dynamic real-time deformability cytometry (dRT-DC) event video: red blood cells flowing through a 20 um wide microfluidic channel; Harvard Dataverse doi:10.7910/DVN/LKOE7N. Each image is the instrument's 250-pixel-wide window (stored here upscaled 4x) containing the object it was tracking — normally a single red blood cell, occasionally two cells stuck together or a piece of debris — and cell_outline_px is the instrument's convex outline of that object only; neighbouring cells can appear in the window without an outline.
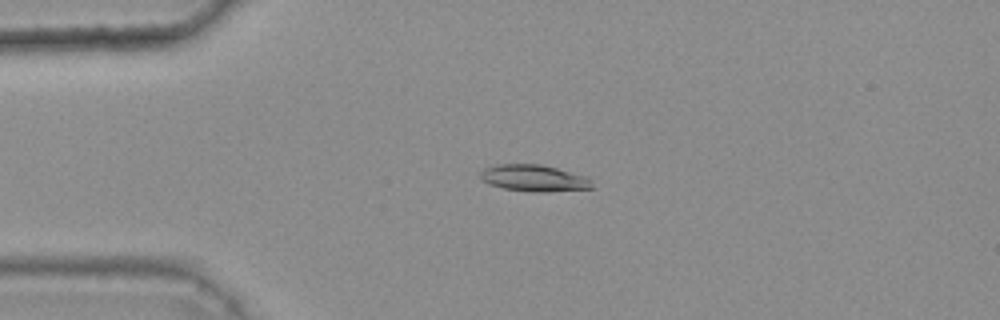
{"species": "common noctule bat (a hibernating species)", "species_latin": "Nyctalus noctula", "temperature_condition": "warm", "stored_images_in_passage": 45, "camera_frame_rate_fps": 3000, "um_per_image_px": 0.085, "animal": {"sex": "female", "body_mass_g": 25.1}, "frame": {"image": 1, "passage_image": 12, "time_ms": 3.667, "image_size_px": [1000, 320], "cell_outline_px": [[592, 188], [548, 192], [532, 192], [504, 188], [492, 184], [484, 180], [480, 176], [480, 172], [484, 168], [500, 164], [540, 164], [588, 176], [592, 184]], "centroid_in_image_um": [45.43, 15.14], "position_along_channel_um": 39.6, "area_um2": 17.17}}
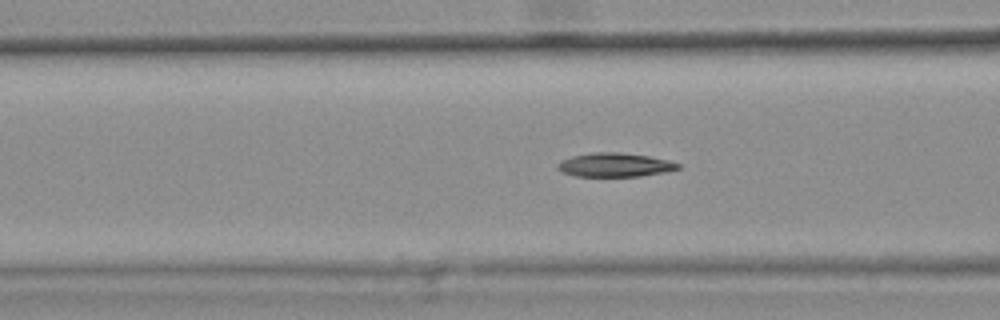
{"frame": {"image": 2, "passage_image": 20, "time_ms": 6.333, "image_size_px": [1000, 320], "cell_outline_px": [[680, 168], [668, 172], [640, 176], [576, 176], [564, 172], [556, 168], [556, 164], [560, 160], [572, 156], [592, 152], [620, 152], [648, 156], [668, 160], [680, 164]], "centroid_in_image_um": [52.26, 14.01], "position_along_channel_um": 114.3, "area_um2": 16.82}}
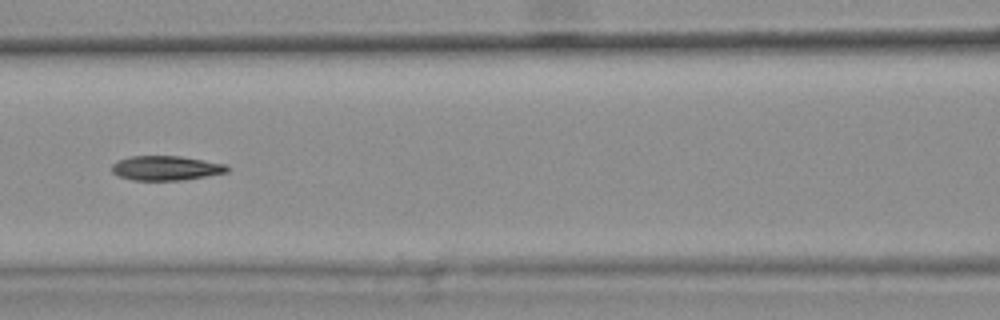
{"frame": {"image": 3, "passage_image": 23, "time_ms": 7.333, "image_size_px": [1000, 320], "cell_outline_px": [[228, 172], [184, 180], [132, 180], [120, 176], [112, 172], [112, 164], [120, 160], [132, 156], [180, 156], [204, 160], [224, 164], [228, 168]], "centroid_in_image_um": [14.11, 14.29], "position_along_channel_um": 152.5, "area_um2": 16.3}, "authors_computed_cell_mechanics": {"area_um2": 17.051, "velocity_mm_per_s": 3.8224, "shape_relaxation_time_tau1_ms": null, "shape_relaxation_time_tau2_ms": 8.9913, "deformation_change_tau1": null, "deformation_change_tau2": 0.1663}}